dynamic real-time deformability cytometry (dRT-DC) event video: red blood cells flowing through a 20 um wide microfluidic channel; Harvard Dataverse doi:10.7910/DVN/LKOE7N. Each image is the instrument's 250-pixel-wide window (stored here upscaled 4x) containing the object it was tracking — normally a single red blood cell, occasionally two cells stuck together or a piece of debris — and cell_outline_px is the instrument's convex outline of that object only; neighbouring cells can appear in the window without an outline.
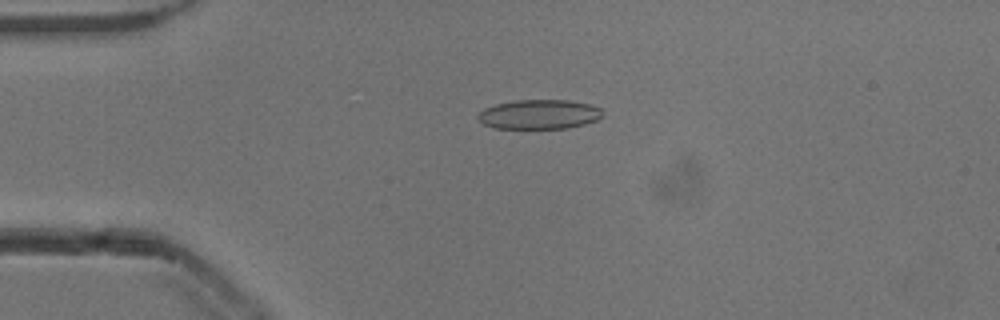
{"species": "common noctule bat (a hibernating species)", "species_latin": "Nyctalus noctula", "temperature_condition": "cold", "stored_images_in_passage": 54, "camera_frame_rate_fps": 3000, "um_per_image_px": 0.085, "animal": {"sex": "male", "body_mass_g": 13.3}, "frame": {"image": 1, "passage_image": 13, "time_ms": 4.0, "image_size_px": [1000, 320], "cell_outline_px": [[604, 116], [596, 120], [584, 124], [568, 128], [496, 128], [484, 124], [476, 116], [484, 108], [496, 104], [512, 100], [568, 100], [592, 104], [600, 108], [604, 112]], "centroid_in_image_um": [45.87, 9.71], "position_along_channel_um": 39.1, "area_um2": 21.5}}
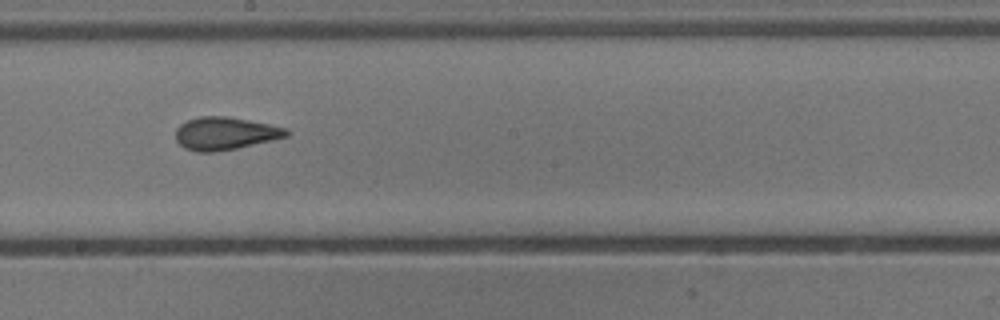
{"frame": {"image": 2, "passage_image": 30, "time_ms": 9.667, "image_size_px": [1000, 320], "cell_outline_px": [[288, 136], [272, 140], [236, 148], [212, 152], [200, 152], [184, 148], [176, 140], [176, 128], [180, 124], [188, 120], [200, 116], [228, 116], [288, 128]], "centroid_in_image_um": [19.12, 11.33], "position_along_channel_um": 229.1, "area_um2": 20.98}}
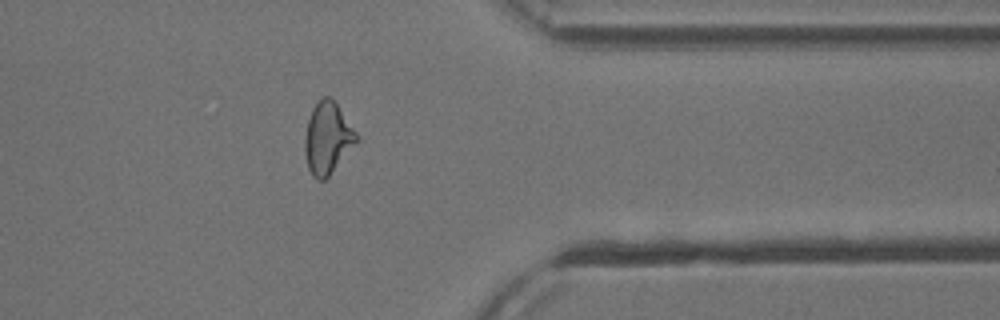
{"frame": {"image": 3, "passage_image": 43, "time_ms": 14.0, "image_size_px": [1000, 320], "cell_outline_px": [[360, 140], [328, 176], [324, 180], [316, 180], [312, 176], [308, 168], [304, 148], [304, 140], [308, 120], [312, 108], [324, 96], [328, 96], [336, 104], [356, 132]], "centroid_in_image_um": [27.84, 11.77], "position_along_channel_um": 383.6, "area_um2": 21.33}, "authors_computed_cell_mechanics": {"area_um2": 21.2993, "velocity_mm_per_s": 3.8567, "shape_relaxation_time_tau1_ms": null, "shape_relaxation_time_tau2_ms": 1.7441, "deformation_change_tau1": null, "deformation_change_tau2": 0.0953}}